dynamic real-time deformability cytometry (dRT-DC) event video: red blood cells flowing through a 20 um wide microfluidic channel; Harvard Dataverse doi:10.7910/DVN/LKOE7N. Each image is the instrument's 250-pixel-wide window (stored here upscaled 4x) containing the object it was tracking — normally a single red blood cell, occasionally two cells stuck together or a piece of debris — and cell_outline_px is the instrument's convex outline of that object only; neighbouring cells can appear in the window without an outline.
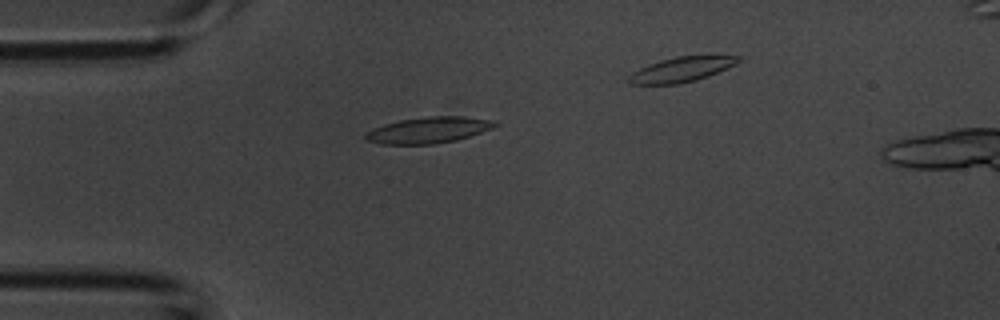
{"species": "common noctule bat (a hibernating species)", "species_latin": "Nyctalus noctula", "temperature_condition": "room temperature", "stored_images_in_passage": 29, "camera_frame_rate_fps": 3000, "um_per_image_px": 0.085, "animal": {"sex": "male", "body_mass_g": 20.1, "forearm_length_mm": 53.5}, "frame": {"image": 1, "passage_image": 5, "time_ms": 1.333, "image_size_px": [1000, 320], "cell_outline_px": [[500, 124], [492, 128], [456, 140], [432, 144], [380, 144], [364, 140], [364, 132], [372, 128], [384, 124], [400, 120], [428, 116], [464, 116], [496, 120]], "centroid_in_image_um": [36.4, 11.05], "position_along_channel_um": 48.6, "area_um2": 19.88}}
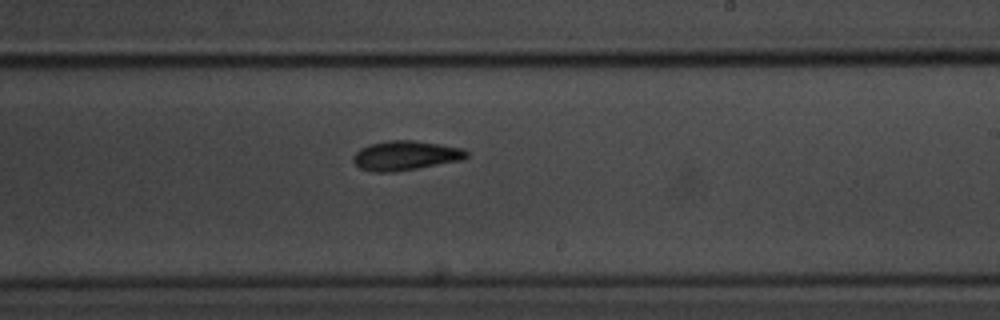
{"frame": {"image": 2, "passage_image": 19, "time_ms": 6.0, "image_size_px": [1000, 320], "cell_outline_px": [[468, 156], [460, 160], [416, 168], [392, 172], [376, 172], [360, 168], [352, 160], [352, 156], [360, 148], [368, 144], [388, 140], [416, 140], [464, 148], [468, 152]], "centroid_in_image_um": [34.44, 13.2], "position_along_channel_um": 254.6, "area_um2": 19.42}}
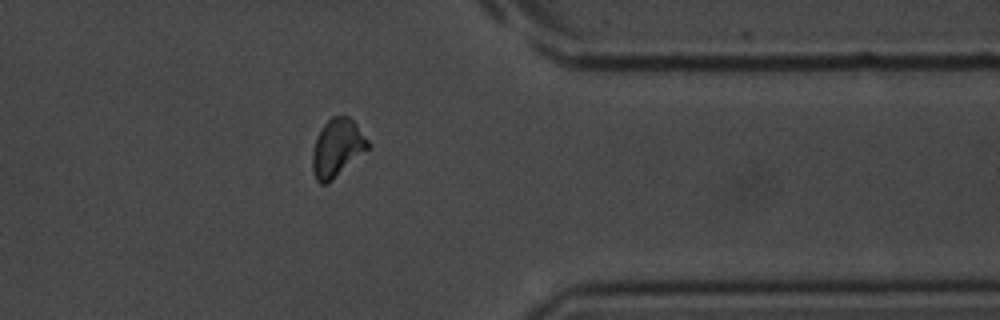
{"frame": {"image": 3, "passage_image": 28, "time_ms": 9.0, "image_size_px": [1000, 320], "cell_outline_px": [[372, 144], [368, 148], [332, 180], [324, 184], [320, 184], [316, 180], [312, 172], [312, 152], [316, 136], [324, 124], [332, 116], [348, 116], [356, 124]], "centroid_in_image_um": [28.64, 12.56], "position_along_channel_um": 382.8, "area_um2": 18.61}}